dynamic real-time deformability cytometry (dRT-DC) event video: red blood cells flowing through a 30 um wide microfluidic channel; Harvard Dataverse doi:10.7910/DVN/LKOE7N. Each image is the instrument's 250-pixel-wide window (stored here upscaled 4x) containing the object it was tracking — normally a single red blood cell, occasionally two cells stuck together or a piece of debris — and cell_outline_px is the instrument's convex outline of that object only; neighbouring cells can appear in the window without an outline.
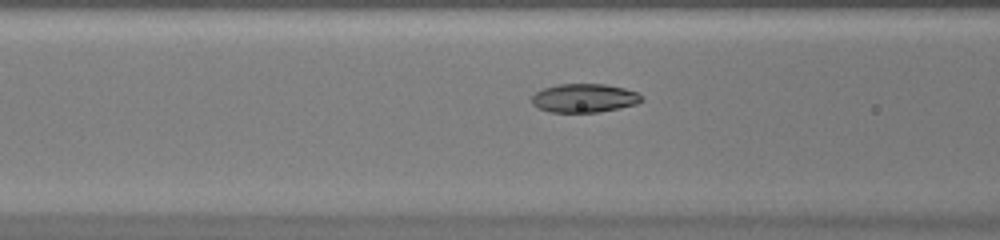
{"species": "common noctule bat (a hibernating species)", "species_latin": "Nyctalus noctula", "temperature_condition": "warm", "stored_images_in_passage": 41, "camera_frame_rate_fps": 3000, "um_per_image_px": 0.085, "animal": {"sex": "female", "body_mass_g": 20.0, "forearm_length_mm": 54.0}, "frame": {"image": 1, "passage_image": 20, "time_ms": 6.333, "image_size_px": [1000, 240], "cell_outline_px": [[644, 100], [636, 104], [620, 108], [596, 112], [548, 112], [536, 108], [532, 104], [532, 96], [536, 92], [544, 88], [556, 84], [604, 84], [624, 88], [636, 92]], "centroid_in_image_um": [49.62, 8.34], "position_along_channel_um": 117.0, "area_um2": 18.38}}
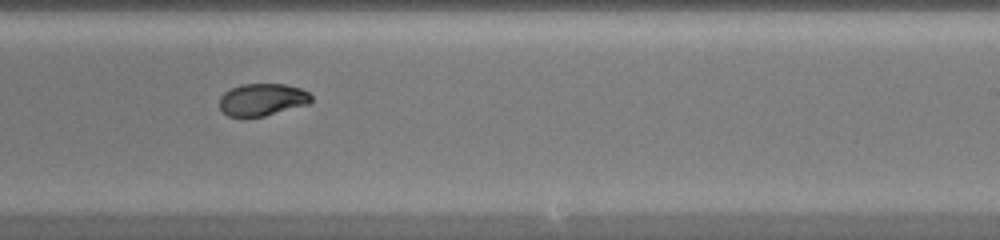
{"frame": {"image": 2, "passage_image": 30, "time_ms": 9.667, "image_size_px": [1000, 240], "cell_outline_px": [[312, 100], [308, 104], [264, 116], [228, 116], [220, 108], [220, 96], [224, 92], [240, 84], [284, 84], [300, 88], [308, 92], [312, 96]], "centroid_in_image_um": [22.3, 8.45], "position_along_channel_um": 266.7, "area_um2": 17.11}}
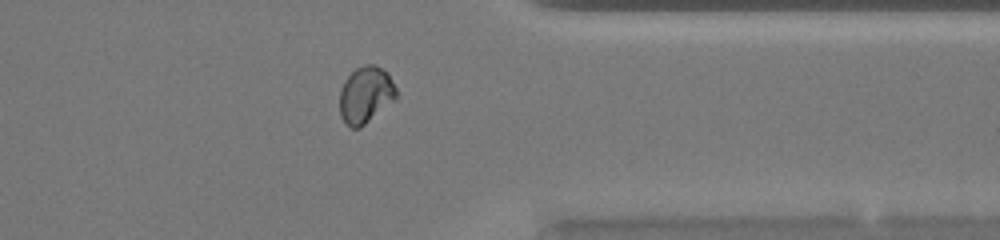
{"frame": {"image": 3, "passage_image": 38, "time_ms": 12.333, "image_size_px": [1000, 240], "cell_outline_px": [[396, 96], [360, 128], [352, 128], [344, 124], [340, 116], [340, 88], [344, 80], [356, 68], [364, 64], [372, 64], [388, 72], [396, 88]], "centroid_in_image_um": [31.03, 8.05], "position_along_channel_um": 380.4, "area_um2": 18.44}}